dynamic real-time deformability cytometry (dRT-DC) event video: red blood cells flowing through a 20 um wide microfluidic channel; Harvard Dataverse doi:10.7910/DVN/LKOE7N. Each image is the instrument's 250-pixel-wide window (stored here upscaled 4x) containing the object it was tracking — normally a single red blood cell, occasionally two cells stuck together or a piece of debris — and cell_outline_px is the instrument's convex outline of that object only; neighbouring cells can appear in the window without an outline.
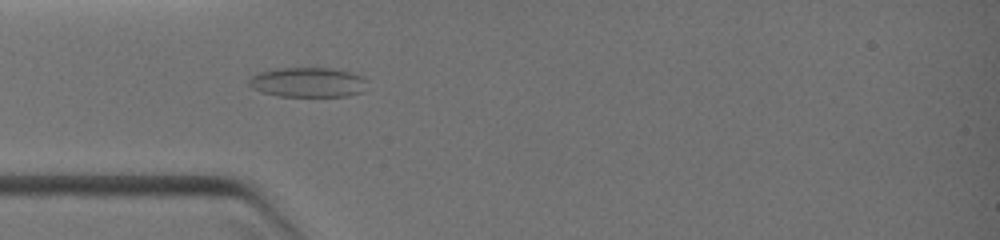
{"species": "common noctule bat (a hibernating species)", "species_latin": "Nyctalus noctula", "temperature_condition": "warm", "stored_images_in_passage": 32, "camera_frame_rate_fps": 3000, "um_per_image_px": 0.085, "animal": {"sex": "female", "body_mass_g": 19.0, "forearm_length_mm": 51.5}, "frame": {"image": 1, "passage_image": 21, "time_ms": 3.333, "image_size_px": [1000, 240], "cell_outline_px": [[368, 80], [360, 92], [348, 96], [280, 96], [264, 92], [252, 88], [248, 84], [248, 80], [256, 72], [276, 68], [332, 68], [364, 76]], "centroid_in_image_um": [26.14, 6.98], "position_along_channel_um": 58.9, "area_um2": 20.52}}
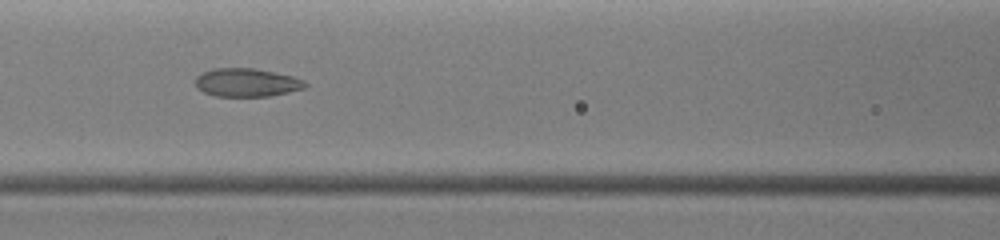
{"frame": {"image": 2, "passage_image": 28, "time_ms": 5.0, "image_size_px": [1000, 240], "cell_outline_px": [[308, 84], [304, 88], [288, 92], [268, 96], [216, 96], [204, 92], [196, 88], [196, 76], [200, 72], [212, 68], [256, 68], [292, 76], [304, 80]], "centroid_in_image_um": [20.94, 7.0], "position_along_channel_um": 145.7, "area_um2": 18.21}}
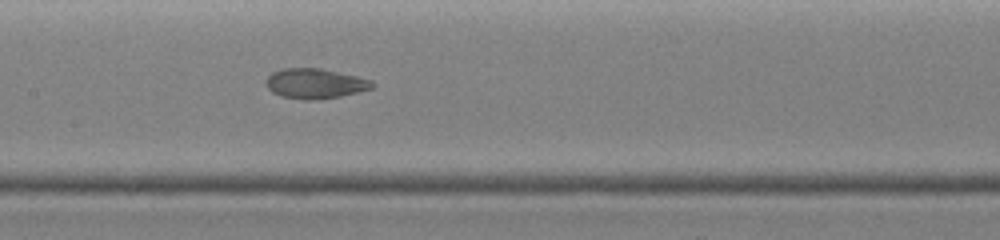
{"frame": {"image": 3, "passage_image": 31, "time_ms": 5.667, "image_size_px": [1000, 240], "cell_outline_px": [[376, 84], [372, 88], [340, 96], [316, 100], [304, 100], [280, 96], [272, 92], [268, 88], [268, 76], [272, 72], [284, 68], [320, 68], [356, 76], [372, 80]], "centroid_in_image_um": [26.79, 7.1], "position_along_channel_um": 180.6, "area_um2": 18.44}}